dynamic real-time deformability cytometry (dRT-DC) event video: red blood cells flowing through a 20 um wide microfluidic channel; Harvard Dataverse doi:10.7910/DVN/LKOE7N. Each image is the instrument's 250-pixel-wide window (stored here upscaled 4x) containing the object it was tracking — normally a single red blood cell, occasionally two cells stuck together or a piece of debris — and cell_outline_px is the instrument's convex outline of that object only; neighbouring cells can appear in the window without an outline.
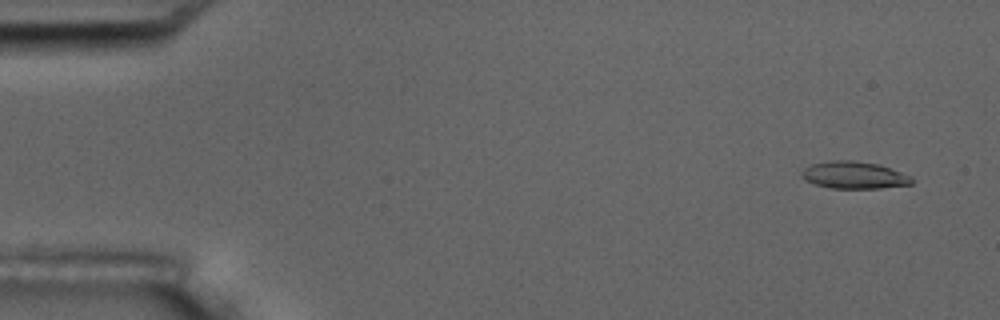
{"species": "common noctule bat (a hibernating species)", "species_latin": "Nyctalus noctula", "temperature_condition": "room temperature", "stored_images_in_passage": 5, "camera_frame_rate_fps": 3000, "um_per_image_px": 0.085, "animal": {"sex": "male", "body_mass_g": 17.5, "forearm_length_mm": 52.3}, "frame": {"image": 1, "passage_image": 2, "time_ms": 1.0, "image_size_px": [1000, 320], "cell_outline_px": [[912, 184], [880, 188], [832, 188], [816, 184], [804, 180], [800, 172], [804, 168], [812, 164], [828, 160], [852, 160], [880, 164], [900, 172], [908, 176], [912, 180]], "centroid_in_image_um": [72.55, 14.87], "position_along_channel_um": 12.4, "area_um2": 17.34}}